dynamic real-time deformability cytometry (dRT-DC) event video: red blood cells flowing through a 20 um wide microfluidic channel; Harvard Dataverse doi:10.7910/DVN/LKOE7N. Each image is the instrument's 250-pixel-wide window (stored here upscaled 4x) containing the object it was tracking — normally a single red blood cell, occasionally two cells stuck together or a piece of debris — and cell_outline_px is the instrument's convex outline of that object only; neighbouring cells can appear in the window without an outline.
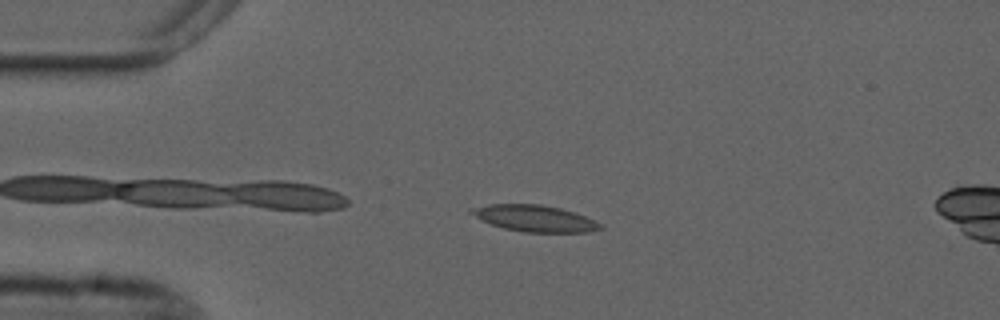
{"species": "common noctule bat (a hibernating species)", "species_latin": "Nyctalus noctula", "temperature_condition": "cold", "stored_images_in_passage": 7, "camera_frame_rate_fps": 3000, "um_per_image_px": 0.085, "animal": {"sex": "male", "forearm_length_mm": 52.5}, "frame": {"image": 1, "passage_image": 4, "time_ms": 1.0, "image_size_px": [1000, 320], "cell_outline_px": [[604, 228], [588, 232], [524, 232], [504, 228], [480, 220], [468, 212], [468, 208], [488, 204], [540, 204], [560, 208], [584, 216], [600, 224]], "centroid_in_image_um": [45.37, 18.55], "position_along_channel_um": 39.6, "area_um2": 19.77}}